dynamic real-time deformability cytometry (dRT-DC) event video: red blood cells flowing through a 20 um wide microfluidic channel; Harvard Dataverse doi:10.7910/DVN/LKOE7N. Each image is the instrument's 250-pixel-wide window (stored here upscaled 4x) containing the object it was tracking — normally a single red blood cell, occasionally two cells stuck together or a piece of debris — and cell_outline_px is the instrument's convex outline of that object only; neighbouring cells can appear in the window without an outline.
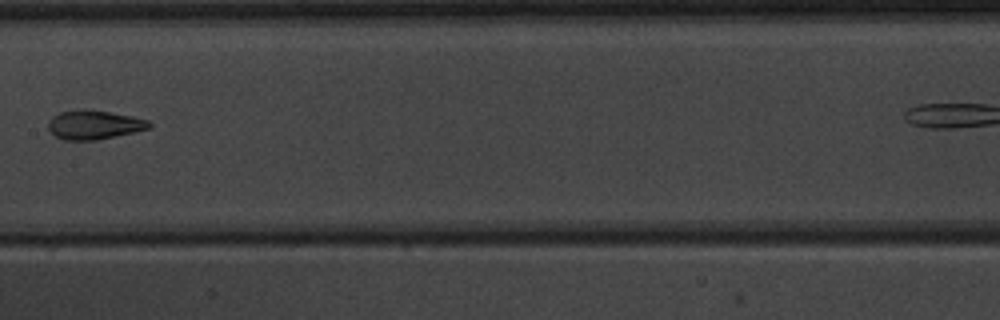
{"species": "common noctule bat (a hibernating species)", "species_latin": "Nyctalus noctula", "temperature_condition": "warm", "stored_images_in_passage": 10, "camera_frame_rate_fps": 3000, "um_per_image_px": 0.085, "animal": {"sex": "male", "body_mass_g": 20.1, "forearm_length_mm": 53.5}, "frame": {"image": 1, "passage_image": 7, "time_ms": 9.0, "image_size_px": [1000, 320], "cell_outline_px": [[152, 124], [148, 128], [132, 132], [96, 140], [64, 140], [56, 136], [48, 128], [48, 120], [52, 116], [60, 112], [108, 112], [132, 116], [148, 120]], "centroid_in_image_um": [7.99, 10.64], "position_along_channel_um": 199.4, "area_um2": 16.24}}